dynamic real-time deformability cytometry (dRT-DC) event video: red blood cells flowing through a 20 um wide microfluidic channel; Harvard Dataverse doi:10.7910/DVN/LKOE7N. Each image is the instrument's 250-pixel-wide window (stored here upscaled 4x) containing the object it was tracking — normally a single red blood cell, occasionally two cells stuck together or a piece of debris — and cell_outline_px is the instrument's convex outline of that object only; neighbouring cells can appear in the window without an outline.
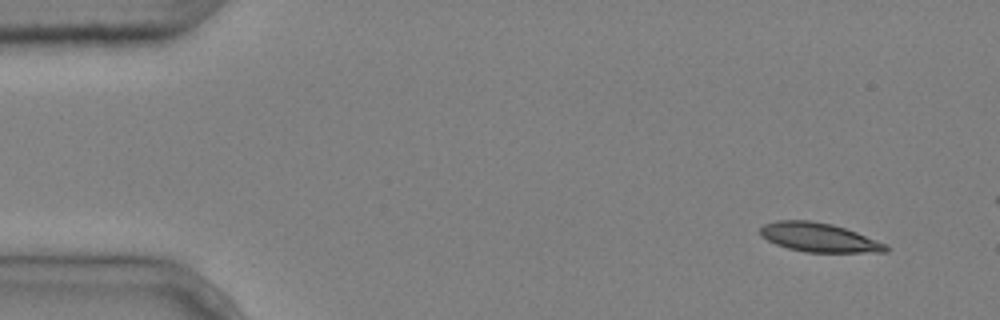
{"species": "common noctule bat (a hibernating species)", "species_latin": "Nyctalus noctula", "temperature_condition": "cold", "stored_images_in_passage": 4, "camera_frame_rate_fps": 3000, "um_per_image_px": 0.085, "animal": {"sex": "male", "body_mass_g": 20.4}, "frame": {"image": 1, "passage_image": 1, "time_ms": 0.0, "image_size_px": [1000, 320], "cell_outline_px": [[888, 252], [804, 252], [788, 248], [776, 244], [760, 236], [760, 228], [764, 224], [776, 220], [808, 220], [832, 224], [856, 232], [888, 244]], "centroid_in_image_um": [69.6, 20.18], "position_along_channel_um": 15.4, "area_um2": 21.21}}